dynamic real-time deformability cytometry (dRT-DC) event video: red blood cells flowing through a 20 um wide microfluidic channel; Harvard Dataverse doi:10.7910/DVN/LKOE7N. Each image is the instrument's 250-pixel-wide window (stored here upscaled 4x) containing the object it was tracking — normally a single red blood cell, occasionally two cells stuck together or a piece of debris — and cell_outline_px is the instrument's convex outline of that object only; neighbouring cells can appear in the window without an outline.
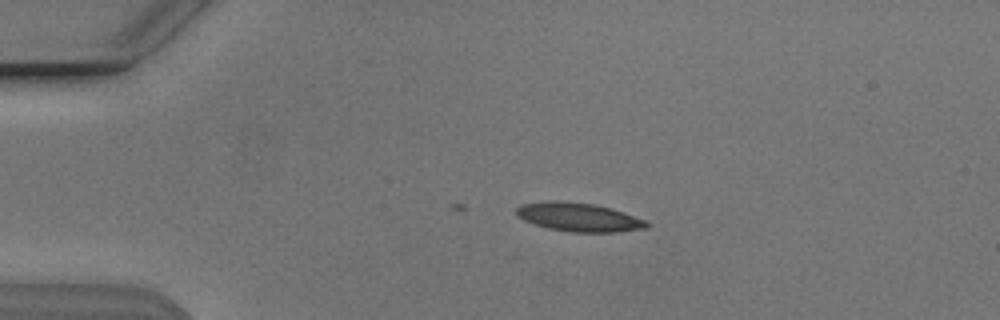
{"species": "Egyptian fruit bat (a non-hibernating species)", "species_latin": "Rousettus aegyptiacus", "temperature_condition": "cold", "stored_images_in_passage": 20, "camera_frame_rate_fps": 3000, "um_per_image_px": 0.085, "animal": {"sex": "male"}, "frame": {"image": 1, "passage_image": 1, "time_ms": 0.0, "image_size_px": [1000, 320], "cell_outline_px": [[648, 228], [616, 232], [572, 232], [548, 228], [524, 220], [516, 216], [516, 208], [520, 204], [548, 200], [560, 200], [592, 204], [608, 208], [644, 220], [648, 224]], "centroid_in_image_um": [49.11, 18.45], "position_along_channel_um": 35.9, "area_um2": 21.5}}
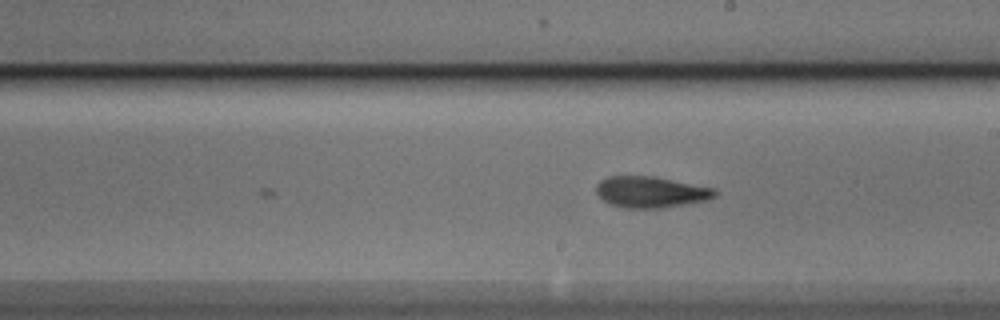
{"frame": {"image": 2, "passage_image": 20, "time_ms": 6.333, "image_size_px": [1000, 320], "cell_outline_px": [[720, 192], [716, 196], [708, 200], [660, 208], [624, 208], [612, 204], [604, 200], [596, 192], [596, 184], [600, 180], [608, 176], [652, 176], [716, 188]], "centroid_in_image_um": [55.35, 16.31], "position_along_channel_um": 233.6, "area_um2": 21.62}}